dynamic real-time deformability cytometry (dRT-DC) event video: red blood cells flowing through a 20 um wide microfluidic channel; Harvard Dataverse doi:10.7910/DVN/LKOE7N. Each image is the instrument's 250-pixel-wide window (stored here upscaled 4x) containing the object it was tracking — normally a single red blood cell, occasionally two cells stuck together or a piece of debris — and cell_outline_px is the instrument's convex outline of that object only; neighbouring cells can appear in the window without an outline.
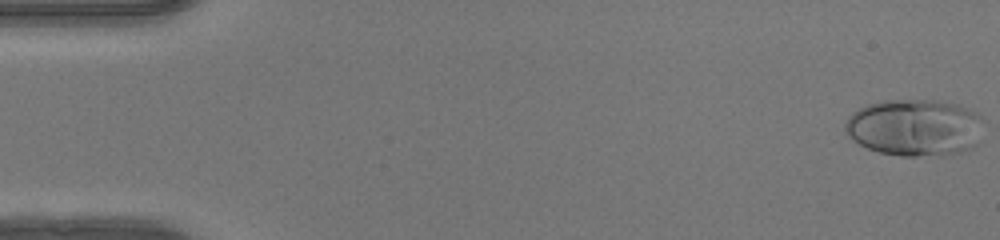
{"species": "human", "species_latin": "Homo sapiens", "temperature_condition": "warm", "stored_images_in_passage": 50, "camera_frame_rate_fps": 3000, "um_per_image_px": 0.085, "donor": {"sex": "female"}, "frame": {"image": 1, "passage_image": 1, "time_ms": 0.0, "image_size_px": [1000, 240], "cell_outline_px": [[984, 120], [976, 144], [972, 148], [940, 156], [900, 156], [880, 152], [868, 148], [852, 140], [848, 136], [844, 128], [844, 124], [848, 116], [852, 112], [868, 104], [884, 100], [932, 100], [956, 104], [976, 112]], "centroid_in_image_um": [77.73, 10.84], "position_along_channel_um": 7.3, "area_um2": 46.07}}
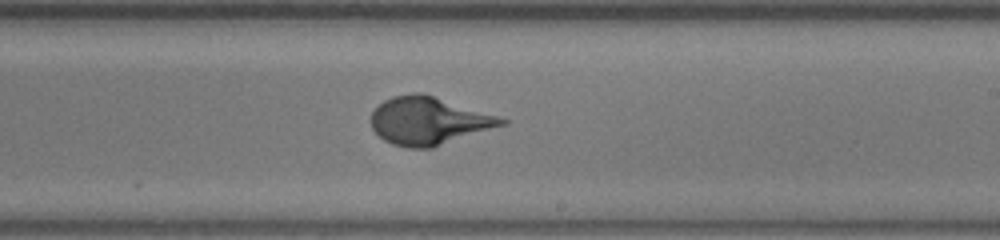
{"frame": {"image": 2, "passage_image": 30, "time_ms": 9.667, "image_size_px": [1000, 240], "cell_outline_px": [[508, 124], [432, 148], [408, 148], [392, 144], [384, 140], [372, 128], [372, 112], [384, 100], [392, 96], [412, 92], [424, 92], [508, 120]], "centroid_in_image_um": [36.44, 10.27], "position_along_channel_um": 252.6, "area_um2": 36.3}}
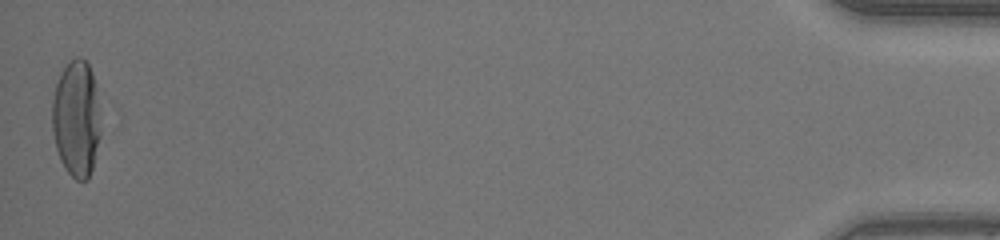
{"frame": {"image": 3, "passage_image": 50, "time_ms": 16.333, "image_size_px": [1000, 240], "cell_outline_px": [[100, 136], [92, 168], [88, 180], [76, 180], [64, 168], [60, 160], [56, 148], [52, 132], [52, 100], [56, 84], [64, 68], [76, 56], [80, 56], [88, 64], [92, 72], [96, 88], [100, 132]], "centroid_in_image_um": [6.47, 10.11], "position_along_channel_um": 428.7, "area_um2": 32.77}}